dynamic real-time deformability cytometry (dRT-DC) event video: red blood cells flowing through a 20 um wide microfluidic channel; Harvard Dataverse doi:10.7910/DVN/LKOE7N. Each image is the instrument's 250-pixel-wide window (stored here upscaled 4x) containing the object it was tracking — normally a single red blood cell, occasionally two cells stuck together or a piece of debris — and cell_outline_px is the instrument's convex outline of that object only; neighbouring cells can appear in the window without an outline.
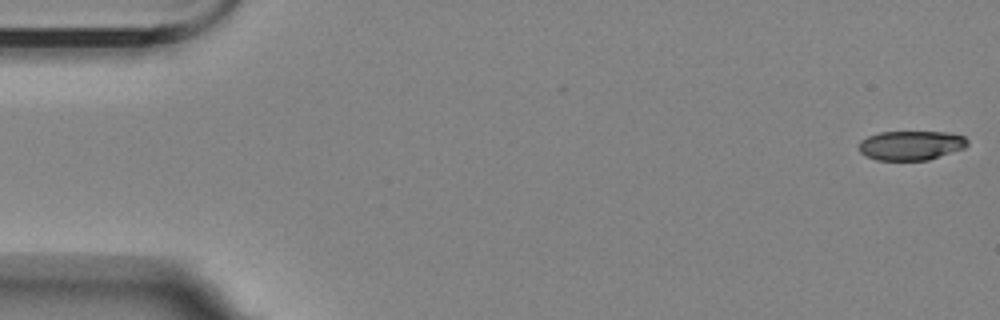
{"species": "Egyptian fruit bat (a non-hibernating species)", "species_latin": "Rousettus aegyptiacus", "temperature_condition": "room temperature", "stored_images_in_passage": 15, "camera_frame_rate_fps": 3000, "um_per_image_px": 0.085, "animal": {"sex": "female"}, "frame": {"image": 1, "passage_image": 1, "time_ms": 0.0, "image_size_px": [1000, 320], "cell_outline_px": [[968, 144], [964, 148], [928, 160], [876, 160], [864, 156], [856, 148], [860, 140], [868, 136], [880, 132], [952, 132], [964, 136], [968, 140]], "centroid_in_image_um": [77.4, 12.35], "position_along_channel_um": 7.6, "area_um2": 18.84}}
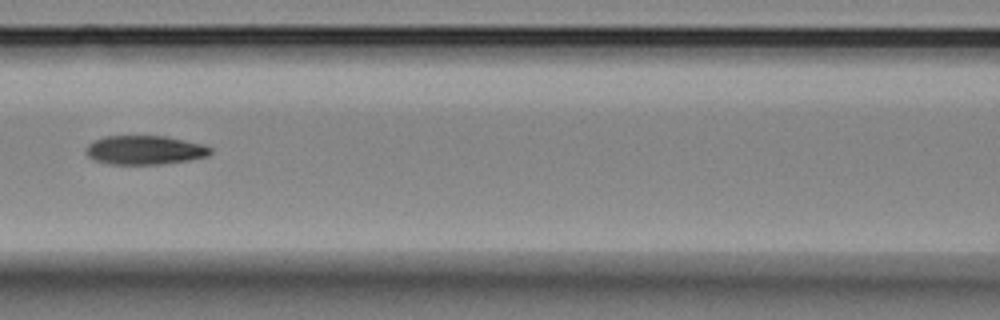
{"frame": {"image": 2, "passage_image": 7, "time_ms": 8.0, "image_size_px": [1000, 320], "cell_outline_px": [[212, 152], [208, 156], [188, 160], [160, 164], [112, 164], [92, 160], [88, 156], [84, 148], [88, 144], [104, 136], [164, 136], [184, 140], [200, 144], [212, 148]], "centroid_in_image_um": [12.27, 12.76], "position_along_channel_um": 154.3, "area_um2": 20.92}}
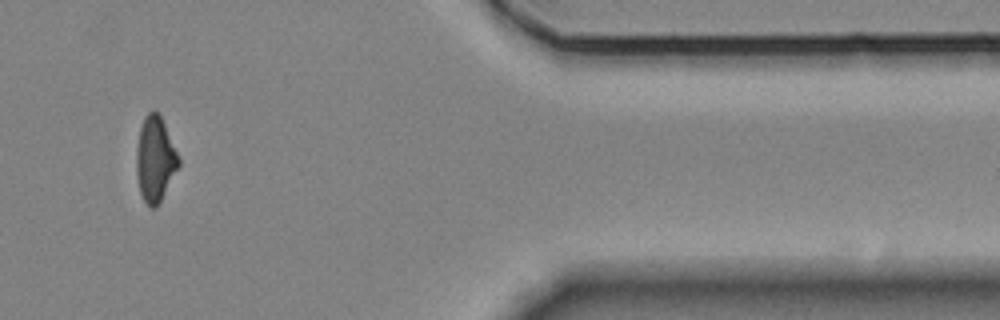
{"frame": {"image": 3, "passage_image": 13, "time_ms": 16.0, "image_size_px": [1000, 320], "cell_outline_px": [[180, 164], [156, 208], [148, 208], [140, 192], [136, 172], [136, 148], [140, 128], [144, 116], [152, 108], [160, 116], [164, 124], [180, 160]], "centroid_in_image_um": [13.16, 13.53], "position_along_channel_um": 398.2, "area_um2": 20.75}, "authors_computed_cell_mechanics": {"area_um2": 21.097, "velocity_mm_per_s": 3.4939, "shape_relaxation_time_tau1_ms": 6.7531, "shape_relaxation_time_tau2_ms": 3.7881, "deformation_change_tau1": 0.2295, "deformation_change_tau2": 0.1253}}